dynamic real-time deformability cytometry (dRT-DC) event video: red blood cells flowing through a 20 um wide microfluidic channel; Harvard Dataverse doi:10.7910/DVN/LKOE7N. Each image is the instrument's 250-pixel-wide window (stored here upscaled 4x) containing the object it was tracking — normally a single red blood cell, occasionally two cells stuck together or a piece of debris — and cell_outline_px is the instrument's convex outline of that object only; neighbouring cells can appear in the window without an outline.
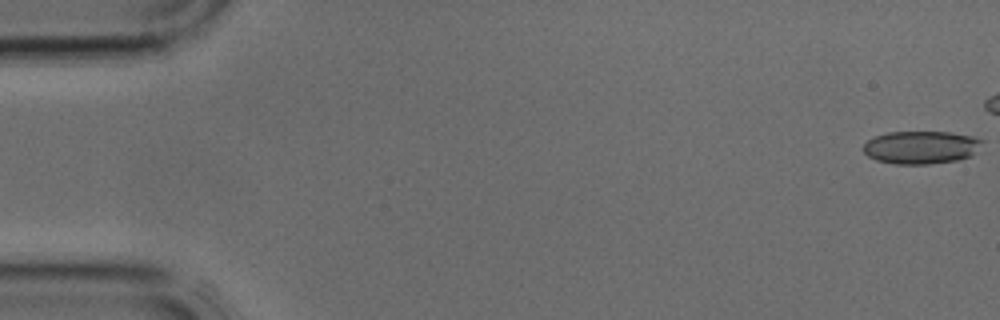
{"species": "common noctule bat (a hibernating species)", "species_latin": "Nyctalus noctula", "temperature_condition": "cold", "stored_images_in_passage": 4, "camera_frame_rate_fps": 3000, "um_per_image_px": 0.085, "animal": {"sex": "male", "body_mass_g": 17.9, "forearm_length_mm": 54.2}, "frame": {"image": 1, "passage_image": 1, "time_ms": 0.0, "image_size_px": [1000, 320], "cell_outline_px": [[984, 140], [972, 156], [956, 160], [928, 164], [896, 164], [876, 160], [868, 156], [864, 152], [864, 144], [868, 140], [876, 136], [888, 132], [948, 132], [972, 136]], "centroid_in_image_um": [78.29, 12.52], "position_along_channel_um": 6.7, "area_um2": 22.66}}